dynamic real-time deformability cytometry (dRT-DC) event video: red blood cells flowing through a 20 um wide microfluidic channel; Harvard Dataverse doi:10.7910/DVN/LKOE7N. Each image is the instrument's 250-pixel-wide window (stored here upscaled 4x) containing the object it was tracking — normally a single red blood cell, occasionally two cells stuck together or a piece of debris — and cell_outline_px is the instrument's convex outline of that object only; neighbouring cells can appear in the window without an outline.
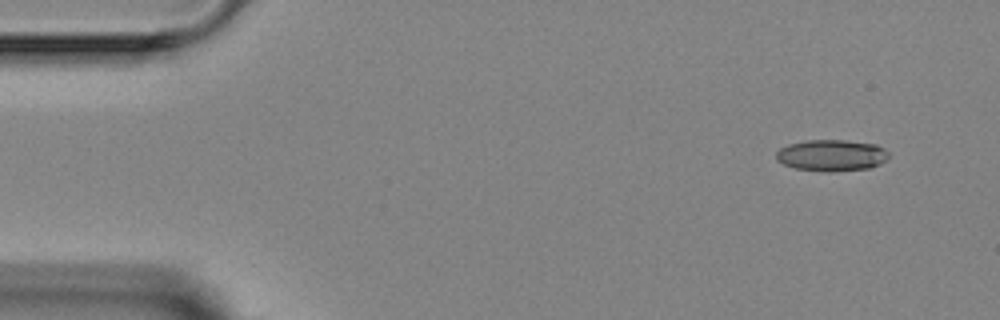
{"species": "Egyptian fruit bat (a non-hibernating species)", "species_latin": "Rousettus aegyptiacus", "temperature_condition": "room temperature", "stored_images_in_passage": 4, "segment_of_instrument_passage": [1, 2], "camera_frame_rate_fps": 3000, "um_per_image_px": 0.085, "animal": {"sex": "female"}, "frame": {"image": 1, "passage_image": 1, "time_ms": 0.0, "image_size_px": [1000, 320], "cell_outline_px": [[888, 156], [880, 164], [868, 168], [832, 172], [828, 172], [796, 168], [784, 164], [776, 160], [776, 152], [780, 148], [788, 144], [808, 140], [844, 140], [876, 144], [884, 148], [888, 152]], "centroid_in_image_um": [70.67, 13.2], "position_along_channel_um": 14.3, "area_um2": 20.58}}